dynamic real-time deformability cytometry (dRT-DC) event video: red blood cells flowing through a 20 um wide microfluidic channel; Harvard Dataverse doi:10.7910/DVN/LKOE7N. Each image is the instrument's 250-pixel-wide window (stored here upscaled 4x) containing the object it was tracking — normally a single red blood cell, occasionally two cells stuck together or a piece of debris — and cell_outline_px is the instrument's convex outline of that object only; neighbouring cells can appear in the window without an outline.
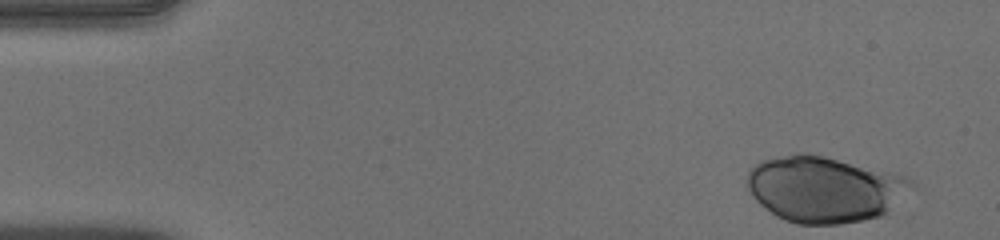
{"species": "human", "species_latin": "Homo sapiens", "temperature_condition": "warm", "stored_images_in_passage": 43, "camera_frame_rate_fps": 3000, "um_per_image_px": 0.085, "donor": {"sex": "male"}, "frame": {"image": 1, "passage_image": 1, "time_ms": 0.0, "image_size_px": [1000, 240], "cell_outline_px": [[920, 188], [884, 216], [864, 220], [840, 224], [796, 224], [784, 220], [776, 216], [760, 204], [756, 200], [748, 188], [748, 172], [760, 160], [776, 156], [800, 152], [808, 152], [908, 176]], "centroid_in_image_um": [70.19, 16.08], "position_along_channel_um": 14.8, "area_um2": 64.5}}
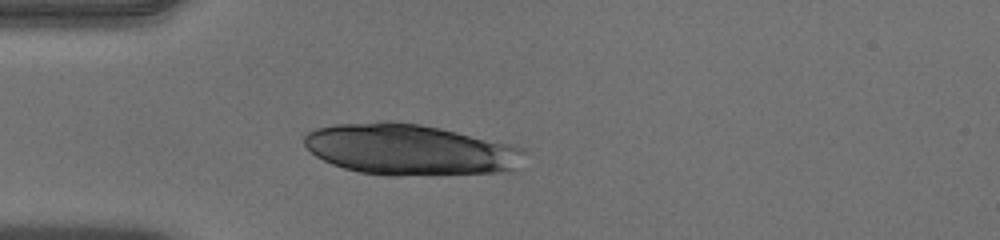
{"frame": {"image": 2, "passage_image": 12, "time_ms": 3.667, "image_size_px": [1000, 240], "cell_outline_px": [[524, 152], [512, 168], [508, 172], [400, 176], [388, 176], [360, 172], [344, 168], [332, 164], [316, 156], [304, 144], [304, 136], [308, 132], [316, 128], [336, 124], [380, 120], [392, 120], [420, 124], [440, 128], [508, 144], [524, 148]], "centroid_in_image_um": [34.75, 12.71], "position_along_channel_um": 50.3, "area_um2": 65.2}}